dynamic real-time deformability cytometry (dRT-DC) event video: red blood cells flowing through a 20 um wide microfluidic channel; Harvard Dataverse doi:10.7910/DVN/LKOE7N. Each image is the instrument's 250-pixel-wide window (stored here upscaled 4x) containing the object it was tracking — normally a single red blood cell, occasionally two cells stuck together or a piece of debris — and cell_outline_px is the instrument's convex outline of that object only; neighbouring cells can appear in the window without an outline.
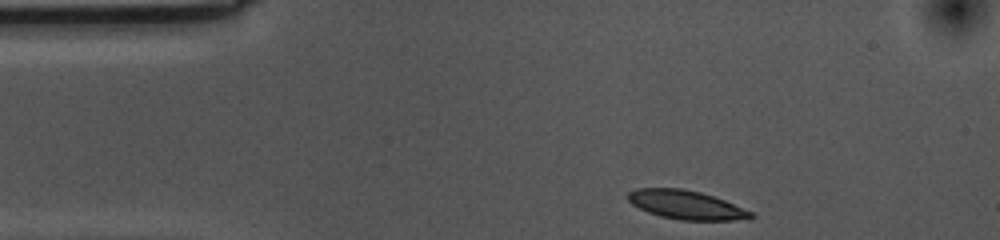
{"species": "common noctule bat (a hibernating species)", "species_latin": "Nyctalus noctula", "temperature_condition": "cold", "stored_images_in_passage": 36, "camera_frame_rate_fps": 3000, "um_per_image_px": 0.085, "animal": {"sex": "female", "body_mass_g": 10.0, "forearm_length_mm": 53.1}, "frame": {"image": 1, "passage_image": 1, "time_ms": 0.0, "image_size_px": [1000, 240], "cell_outline_px": [[756, 216], [752, 220], [680, 220], [660, 216], [648, 212], [632, 204], [628, 200], [628, 192], [636, 188], [680, 188], [700, 192], [724, 200], [752, 212]], "centroid_in_image_um": [58.35, 17.42], "position_along_channel_um": 26.7, "area_um2": 20.63}}
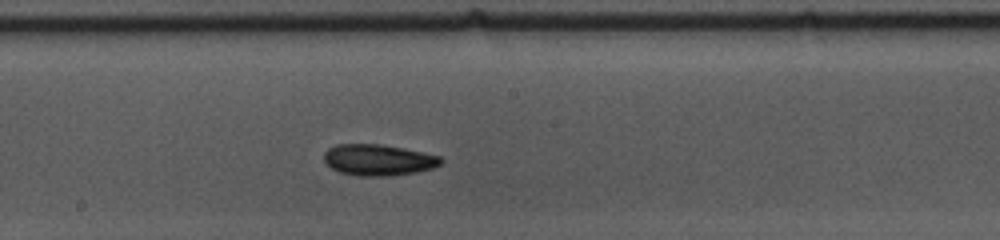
{"frame": {"image": 2, "passage_image": 21, "time_ms": 6.667, "image_size_px": [1000, 240], "cell_outline_px": [[444, 160], [440, 164], [432, 168], [416, 172], [388, 176], [360, 176], [340, 172], [332, 168], [324, 160], [324, 152], [328, 148], [336, 144], [380, 144], [404, 148], [424, 152], [440, 156]], "centroid_in_image_um": [32.16, 13.58], "position_along_channel_um": 216.0, "area_um2": 21.27}}
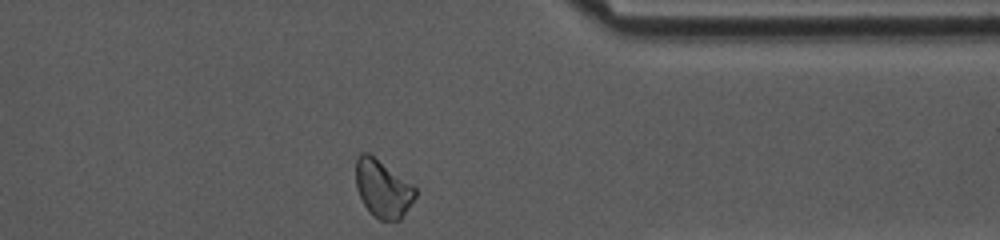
{"frame": {"image": 3, "passage_image": 36, "time_ms": 11.667, "image_size_px": [1000, 240], "cell_outline_px": [[416, 196], [400, 220], [380, 220], [364, 204], [356, 188], [356, 156], [360, 152], [368, 152], [412, 184], [416, 188]], "centroid_in_image_um": [32.53, 16.0], "position_along_channel_um": 378.9, "area_um2": 19.65}, "authors_computed_cell_mechanics": {"area_um2": 20.6924, "velocity_mm_per_s": 3.514, "shape_relaxation_time_tau1_ms": 10.8211, "shape_relaxation_time_tau2_ms": 9.659, "deformation_change_tau1": 0.1627, "deformation_change_tau2": 0.1257}}